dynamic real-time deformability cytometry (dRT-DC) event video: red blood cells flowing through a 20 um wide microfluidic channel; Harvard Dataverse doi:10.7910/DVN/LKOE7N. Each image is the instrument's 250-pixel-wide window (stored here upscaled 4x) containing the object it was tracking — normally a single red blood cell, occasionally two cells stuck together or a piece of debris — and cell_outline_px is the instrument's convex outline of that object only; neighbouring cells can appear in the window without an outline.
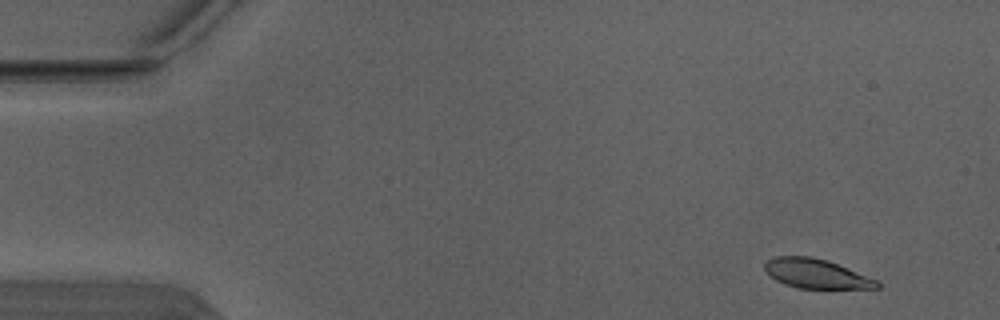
{"species": "Egyptian fruit bat (a non-hibernating species)", "species_latin": "Rousettus aegyptiacus", "temperature_condition": "warm", "stored_images_in_passage": 5, "camera_frame_rate_fps": 3000, "um_per_image_px": 0.085, "animal": {"sex": "male"}, "frame": {"image": 1, "passage_image": 2, "time_ms": 0.333, "image_size_px": [1000, 320], "cell_outline_px": [[880, 288], [796, 288], [784, 284], [776, 280], [764, 268], [764, 260], [776, 256], [812, 256], [828, 260], [876, 280], [880, 284]], "centroid_in_image_um": [69.33, 23.25], "position_along_channel_um": 15.7, "area_um2": 19.07}}